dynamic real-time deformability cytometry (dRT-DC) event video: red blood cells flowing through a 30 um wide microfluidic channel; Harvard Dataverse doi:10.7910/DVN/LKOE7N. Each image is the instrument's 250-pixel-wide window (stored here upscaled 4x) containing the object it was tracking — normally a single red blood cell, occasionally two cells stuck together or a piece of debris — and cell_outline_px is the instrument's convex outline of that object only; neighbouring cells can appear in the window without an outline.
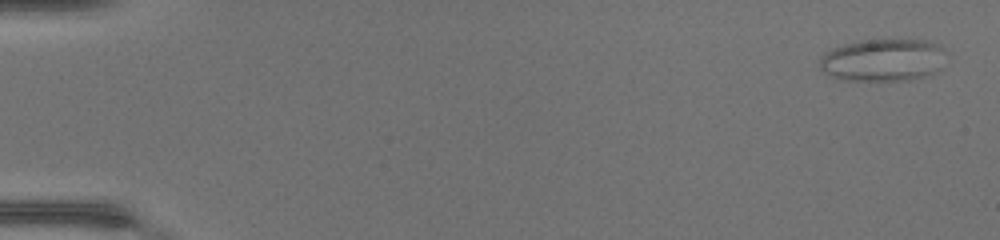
{"species": "common noctule bat (a hibernating species)", "species_latin": "Nyctalus noctula", "temperature_condition": "warm", "stored_images_in_passage": 46, "camera_frame_rate_fps": 3000, "um_per_image_px": 0.085, "animal": {"sex": "female", "body_mass_g": 17.0, "forearm_length_mm": 48.0}, "frame": {"image": 1, "passage_image": 1, "time_ms": 0.0, "image_size_px": [1000, 240], "cell_outline_px": [[940, 48], [928, 72], [920, 76], [908, 80], [852, 80], [836, 76], [828, 72], [820, 64], [820, 56], [824, 52], [832, 48], [844, 44], [868, 40], [924, 40]], "centroid_in_image_um": [74.82, 5.08], "position_along_channel_um": 10.2, "area_um2": 28.84}}
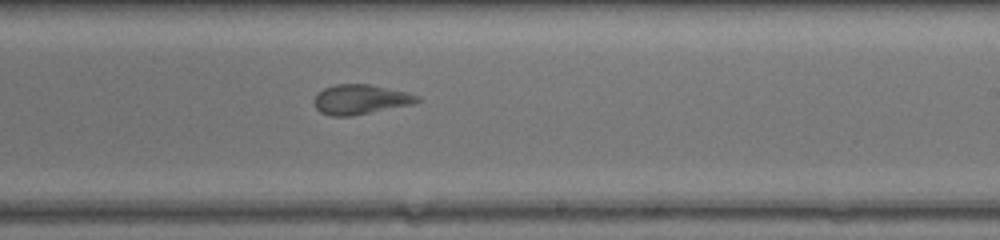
{"frame": {"image": 2, "passage_image": 29, "time_ms": 9.333, "image_size_px": [1000, 240], "cell_outline_px": [[420, 100], [412, 104], [352, 116], [332, 116], [320, 112], [316, 108], [312, 100], [316, 92], [324, 88], [336, 84], [368, 84], [404, 92], [420, 96]], "centroid_in_image_um": [30.56, 8.45], "position_along_channel_um": 258.4, "area_um2": 17.8}}
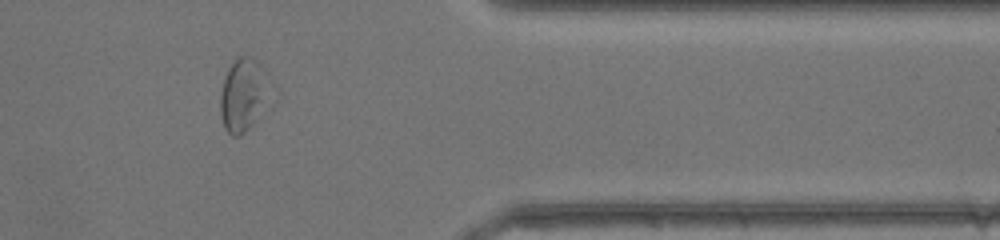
{"frame": {"image": 3, "passage_image": 39, "time_ms": 12.667, "image_size_px": [1000, 240], "cell_outline_px": [[260, 80], [256, 100], [248, 128], [240, 136], [232, 136], [224, 128], [220, 112], [220, 96], [224, 80], [228, 68], [240, 56], [248, 56], [256, 60], [260, 64]], "centroid_in_image_um": [20.37, 8.05], "position_along_channel_um": 391.0, "area_um2": 17.34}, "authors_computed_cell_mechanics": {"area_um2": 20.6346, "velocity_mm_per_s": 4.4393, "shape_relaxation_time_tau1_ms": null, "shape_relaxation_time_tau2_ms": 1.7265, "deformation_change_tau1": null, "deformation_change_tau2": 0.095}}